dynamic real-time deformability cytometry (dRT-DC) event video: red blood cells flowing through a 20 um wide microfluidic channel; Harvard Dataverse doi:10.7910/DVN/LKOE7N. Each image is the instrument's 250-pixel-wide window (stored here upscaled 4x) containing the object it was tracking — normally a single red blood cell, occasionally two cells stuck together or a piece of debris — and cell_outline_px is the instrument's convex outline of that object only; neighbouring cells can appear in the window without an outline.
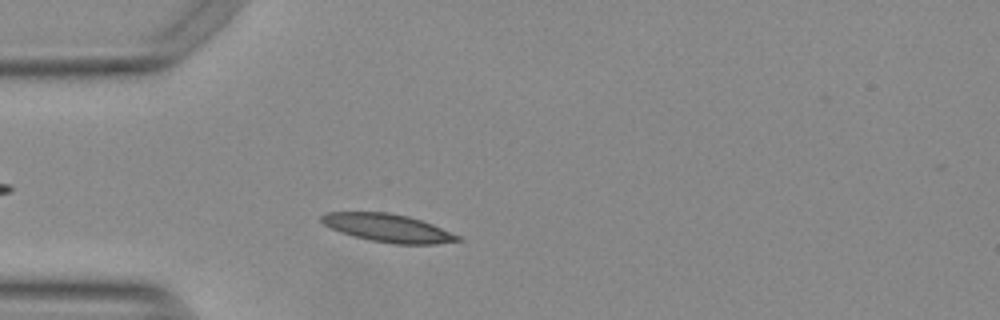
{"species": "Egyptian fruit bat (a non-hibernating species)", "species_latin": "Rousettus aegyptiacus", "temperature_condition": "warm", "stored_images_in_passage": 47, "camera_frame_rate_fps": 3000, "um_per_image_px": 0.085, "animal": {"sex": "female"}, "frame": {"image": 1, "passage_image": 8, "time_ms": 2.333, "image_size_px": [1000, 320], "cell_outline_px": [[464, 240], [436, 244], [392, 244], [368, 240], [352, 236], [340, 232], [324, 224], [320, 220], [320, 216], [328, 212], [388, 212], [408, 216], [432, 224], [460, 236]], "centroid_in_image_um": [32.97, 19.39], "position_along_channel_um": 52.0, "area_um2": 22.31}}
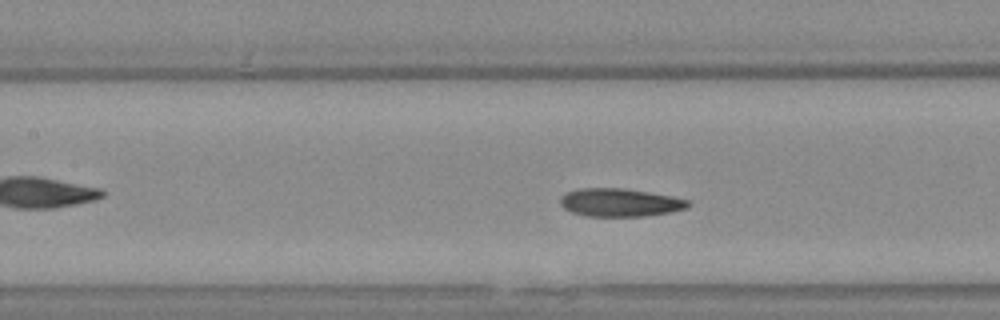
{"frame": {"image": 2, "passage_image": 17, "time_ms": 5.333, "image_size_px": [1000, 320], "cell_outline_px": [[692, 204], [688, 208], [672, 212], [644, 216], [584, 216], [572, 212], [564, 208], [560, 204], [560, 200], [568, 192], [580, 188], [624, 188], [672, 196], [688, 200]], "centroid_in_image_um": [52.74, 17.22], "position_along_channel_um": 154.7, "area_um2": 20.92}}
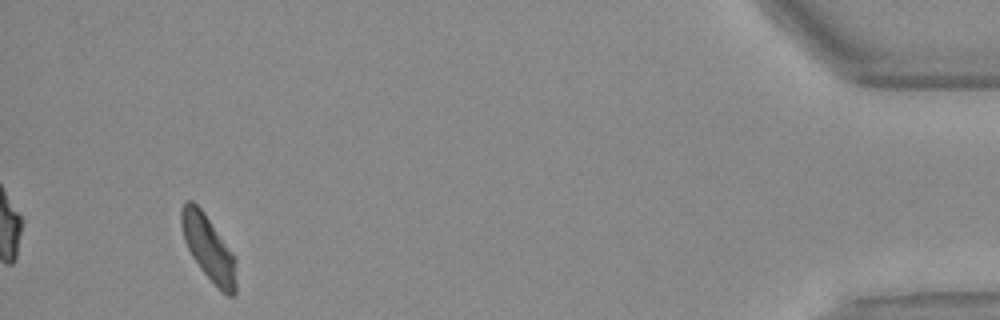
{"frame": {"image": 3, "passage_image": 44, "time_ms": 14.333, "image_size_px": [1000, 320], "cell_outline_px": [[236, 292], [232, 296], [228, 296], [200, 268], [192, 256], [184, 240], [180, 224], [180, 212], [184, 204], [188, 200], [192, 200], [204, 212], [232, 252], [236, 260]], "centroid_in_image_um": [17.72, 21.05], "position_along_channel_um": 417.5, "area_um2": 20.46}, "authors_computed_cell_mechanics": {"area_um2": 20.9236, "velocity_mm_per_s": 3.7449, "shape_relaxation_time_tau1_ms": 3.4184, "shape_relaxation_time_tau2_ms": 3.0322, "deformation_change_tau1": 0.1406, "deformation_change_tau2": 0.0967}}